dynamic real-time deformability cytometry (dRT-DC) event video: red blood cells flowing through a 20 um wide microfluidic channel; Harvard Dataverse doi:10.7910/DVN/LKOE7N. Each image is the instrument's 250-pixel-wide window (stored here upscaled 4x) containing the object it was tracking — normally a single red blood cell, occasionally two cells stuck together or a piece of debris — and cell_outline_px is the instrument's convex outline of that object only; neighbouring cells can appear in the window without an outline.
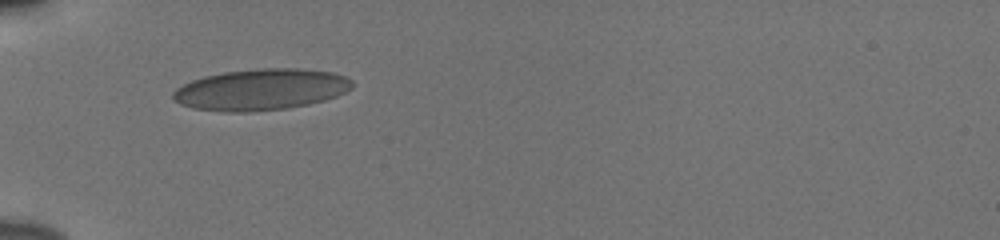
{"species": "human", "species_latin": "Homo sapiens", "temperature_condition": "cold", "stored_images_in_passage": 36, "camera_frame_rate_fps": 3000, "um_per_image_px": 0.085, "donor": {"sex": "male"}, "frame": {"image": 1, "passage_image": 1, "time_ms": 0.0, "image_size_px": [1000, 240], "cell_outline_px": [[352, 88], [336, 96], [324, 100], [308, 104], [288, 108], [248, 112], [228, 112], [192, 108], [180, 104], [172, 100], [172, 92], [176, 88], [192, 80], [204, 76], [224, 72], [260, 68], [300, 68], [332, 72], [344, 76], [352, 80]], "centroid_in_image_um": [22.15, 7.61], "position_along_channel_um": 62.8, "area_um2": 43.18}}
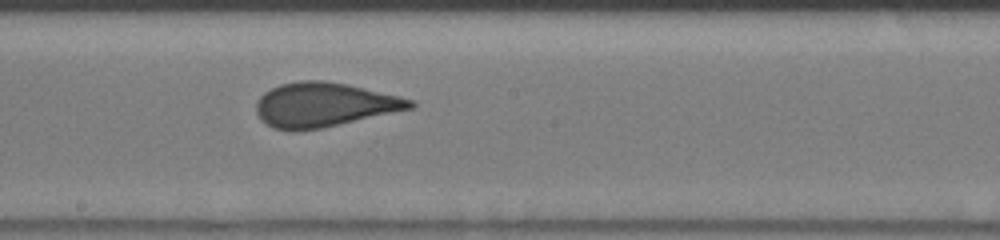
{"frame": {"image": 2, "passage_image": 14, "time_ms": 4.333, "image_size_px": [1000, 240], "cell_outline_px": [[416, 104], [412, 108], [320, 128], [296, 132], [292, 132], [272, 128], [260, 120], [256, 112], [256, 100], [264, 92], [280, 84], [300, 80], [324, 80], [348, 84], [400, 96], [412, 100]], "centroid_in_image_um": [27.48, 8.9], "position_along_channel_um": 220.7, "area_um2": 39.82}}
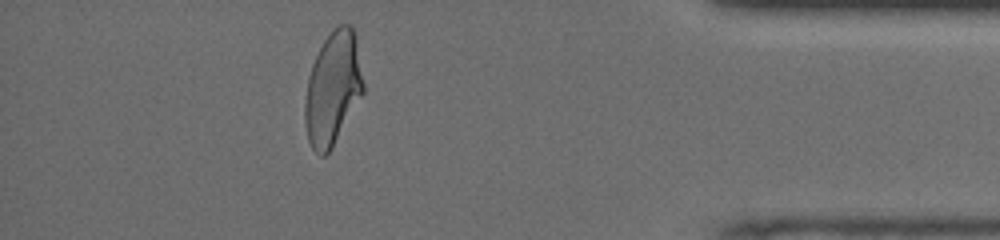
{"frame": {"image": 3, "passage_image": 31, "time_ms": 10.0, "image_size_px": [1000, 240], "cell_outline_px": [[364, 92], [332, 148], [324, 156], [320, 156], [312, 148], [308, 140], [304, 120], [304, 104], [308, 76], [312, 64], [324, 40], [332, 28], [340, 24], [348, 24], [352, 28], [356, 36], [364, 84]], "centroid_in_image_um": [28.29, 7.52], "position_along_channel_um": 406.9, "area_um2": 38.61}, "authors_computed_cell_mechanics": {"area_um2": 39.2751, "velocity_mm_per_s": 3.8543, "shape_relaxation_time_tau1_ms": 5.6047, "shape_relaxation_time_tau2_ms": null, "deformation_change_tau1": 0.1592, "deformation_change_tau2": null}}